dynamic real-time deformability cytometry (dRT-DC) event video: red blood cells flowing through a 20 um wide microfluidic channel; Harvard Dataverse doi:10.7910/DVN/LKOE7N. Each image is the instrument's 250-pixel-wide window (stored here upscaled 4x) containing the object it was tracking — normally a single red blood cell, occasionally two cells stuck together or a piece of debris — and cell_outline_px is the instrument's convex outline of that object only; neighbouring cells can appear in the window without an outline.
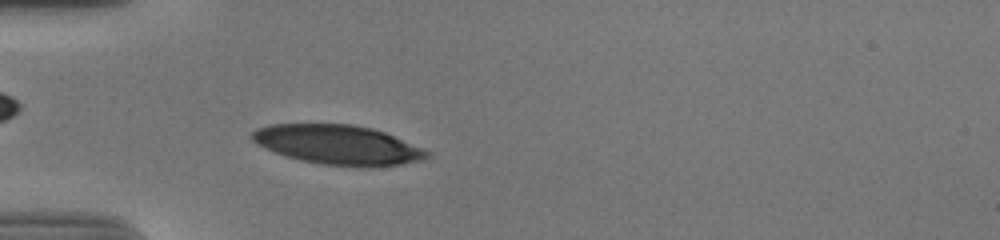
{"species": "human", "species_latin": "Homo sapiens", "temperature_condition": "cold", "stored_images_in_passage": 41, "camera_frame_rate_fps": 3000, "um_per_image_px": 0.085, "donor": {"sex": "male"}, "frame": {"image": 1, "passage_image": 3, "time_ms": 0.667, "image_size_px": [1000, 240], "cell_outline_px": [[432, 156], [424, 160], [400, 164], [368, 168], [356, 168], [320, 164], [300, 160], [264, 148], [256, 144], [252, 140], [252, 132], [256, 128], [268, 124], [352, 124], [372, 128], [384, 132], [424, 148], [432, 152]], "centroid_in_image_um": [28.78, 12.32], "position_along_channel_um": 56.2, "area_um2": 40.81}}
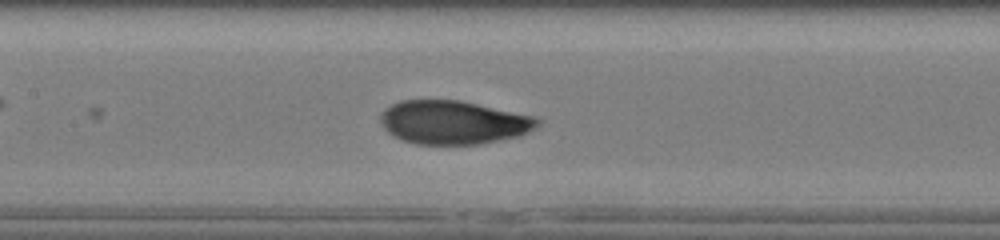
{"frame": {"image": 2, "passage_image": 13, "time_ms": 4.0, "image_size_px": [1000, 240], "cell_outline_px": [[540, 124], [536, 128], [520, 136], [476, 144], [416, 144], [392, 136], [384, 128], [380, 120], [380, 112], [384, 108], [400, 100], [460, 100], [536, 116], [540, 120]], "centroid_in_image_um": [38.54, 10.39], "position_along_channel_um": 168.9, "area_um2": 40.06}}
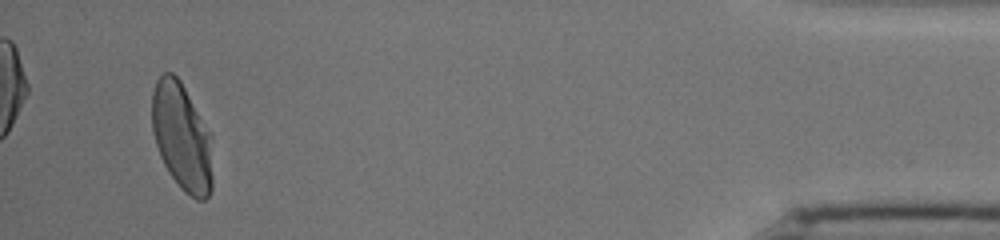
{"frame": {"image": 3, "passage_image": 39, "time_ms": 12.667, "image_size_px": [1000, 240], "cell_outline_px": [[212, 188], [208, 196], [204, 200], [196, 200], [184, 192], [180, 188], [168, 172], [160, 156], [152, 132], [152, 92], [156, 80], [164, 72], [172, 72], [180, 80], [212, 136]], "centroid_in_image_um": [15.46, 11.66], "position_along_channel_um": 419.7, "area_um2": 38.32}, "authors_computed_cell_mechanics": {"area_um2": 39.2462, "velocity_mm_per_s": 3.6707, "shape_relaxation_time_tau1_ms": 5.2423, "shape_relaxation_time_tau2_ms": null, "deformation_change_tau1": 0.204, "deformation_change_tau2": null}}